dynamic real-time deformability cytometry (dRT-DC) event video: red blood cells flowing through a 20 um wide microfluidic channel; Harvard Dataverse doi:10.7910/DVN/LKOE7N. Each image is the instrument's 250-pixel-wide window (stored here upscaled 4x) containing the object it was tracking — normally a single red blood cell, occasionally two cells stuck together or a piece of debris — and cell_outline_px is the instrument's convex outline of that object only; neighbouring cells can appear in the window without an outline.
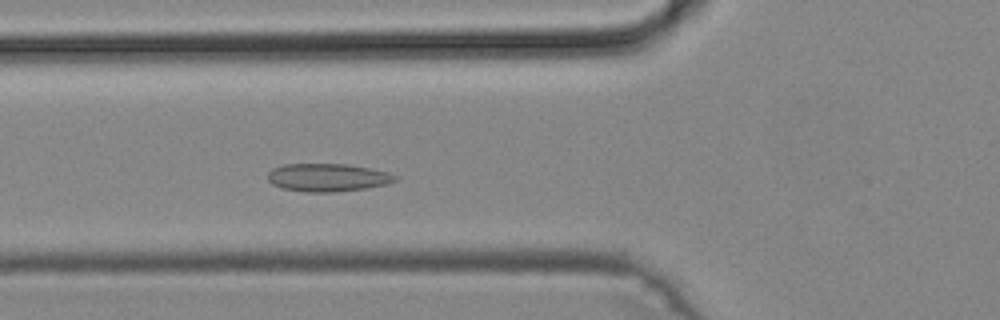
{"species": "common noctule bat (a hibernating species)", "species_latin": "Nyctalus noctula", "temperature_condition": "cold", "stored_images_in_passage": 37, "camera_frame_rate_fps": 3000, "um_per_image_px": 0.085, "animal": {"sex": "male", "body_mass_g": 19.2, "forearm_length_mm": 51.8}, "frame": {"image": 1, "passage_image": 6, "time_ms": 1.667, "image_size_px": [1000, 320], "cell_outline_px": [[396, 180], [388, 184], [364, 188], [332, 192], [304, 192], [280, 188], [272, 184], [268, 180], [268, 172], [272, 168], [284, 164], [348, 164], [388, 172], [396, 176]], "centroid_in_image_um": [27.8, 15.09], "position_along_channel_um": 98.0, "area_um2": 20.75}}
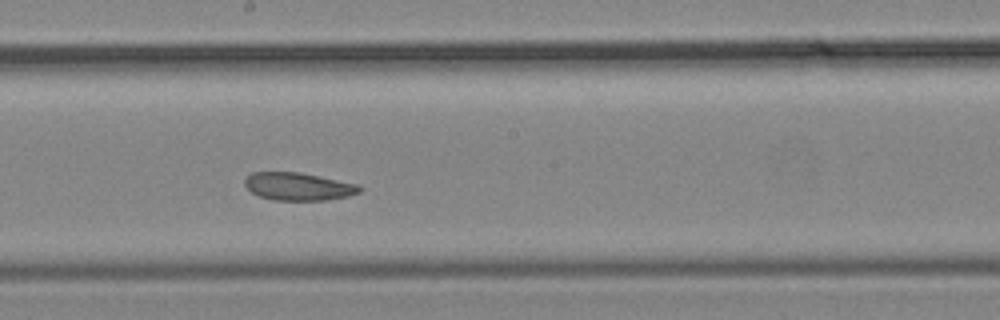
{"frame": {"image": 2, "passage_image": 15, "time_ms": 4.667, "image_size_px": [1000, 320], "cell_outline_px": [[364, 188], [360, 192], [348, 196], [328, 200], [276, 200], [260, 196], [252, 192], [244, 184], [244, 180], [252, 172], [300, 172], [360, 184]], "centroid_in_image_um": [25.42, 15.84], "position_along_channel_um": 222.8, "area_um2": 18.67}}
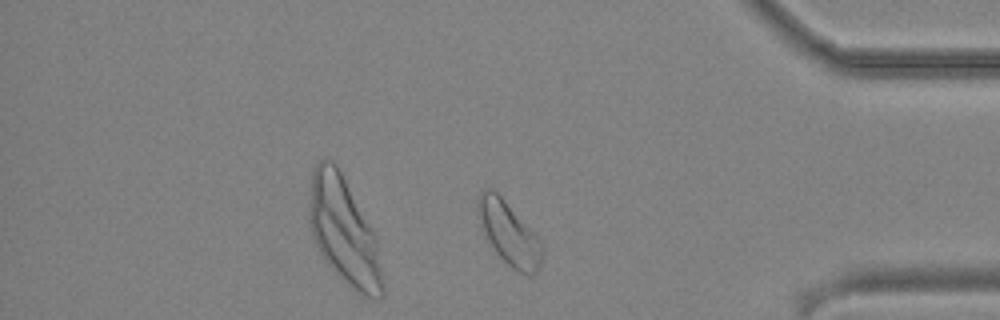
{"frame": {"image": 3, "passage_image": 29, "time_ms": 9.333, "image_size_px": [1000, 320], "cell_outline_px": [[544, 244], [540, 264], [536, 272], [532, 276], [528, 276], [512, 268], [496, 252], [484, 232], [476, 212], [476, 204], [480, 192], [484, 188], [492, 188], [504, 200]], "centroid_in_image_um": [43.25, 19.83], "position_along_channel_um": 391.9, "area_um2": 23.24}}